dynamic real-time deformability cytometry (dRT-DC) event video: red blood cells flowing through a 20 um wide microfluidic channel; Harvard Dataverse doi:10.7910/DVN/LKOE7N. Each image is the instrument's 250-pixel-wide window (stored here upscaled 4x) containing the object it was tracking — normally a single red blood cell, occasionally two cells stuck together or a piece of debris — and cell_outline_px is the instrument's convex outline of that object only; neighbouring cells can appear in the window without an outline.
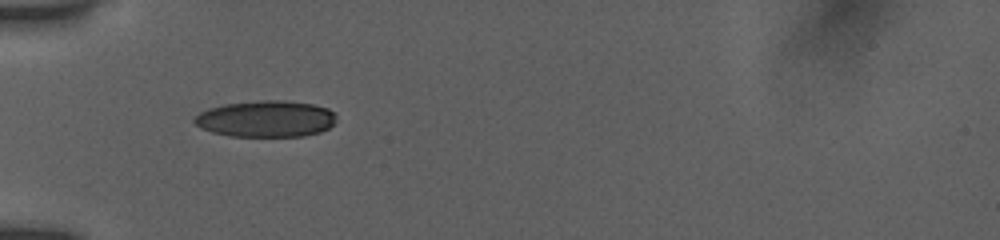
{"species": "human", "species_latin": "Homo sapiens", "temperature_condition": "room temperature", "stored_images_in_passage": 36, "camera_frame_rate_fps": 3000, "um_per_image_px": 0.085, "donor": {"sex": "female"}, "frame": {"image": 1, "passage_image": 1, "time_ms": 0.0, "image_size_px": [1000, 240], "cell_outline_px": [[336, 120], [328, 128], [320, 132], [304, 136], [228, 136], [212, 132], [200, 128], [192, 120], [200, 112], [208, 108], [224, 104], [260, 100], [284, 100], [312, 104], [328, 108], [336, 116]], "centroid_in_image_um": [22.59, 10.1], "position_along_channel_um": 62.4, "area_um2": 30.23}}
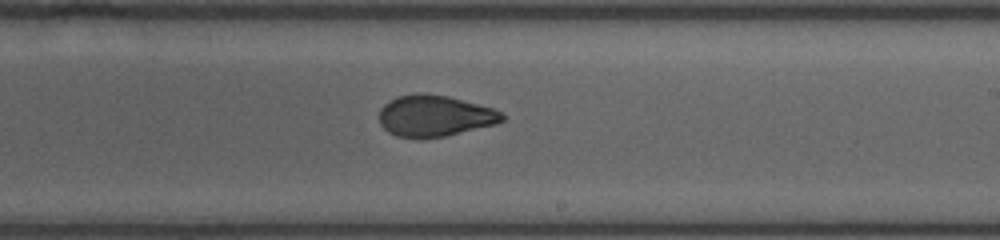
{"frame": {"image": 2, "passage_image": 16, "time_ms": 5.0, "image_size_px": [1000, 240], "cell_outline_px": [[504, 120], [496, 124], [444, 136], [396, 136], [388, 132], [380, 124], [380, 108], [388, 100], [396, 96], [416, 92], [424, 92], [448, 96], [492, 108], [500, 112], [504, 116]], "centroid_in_image_um": [36.92, 9.81], "position_along_channel_um": 252.1, "area_um2": 29.25}}
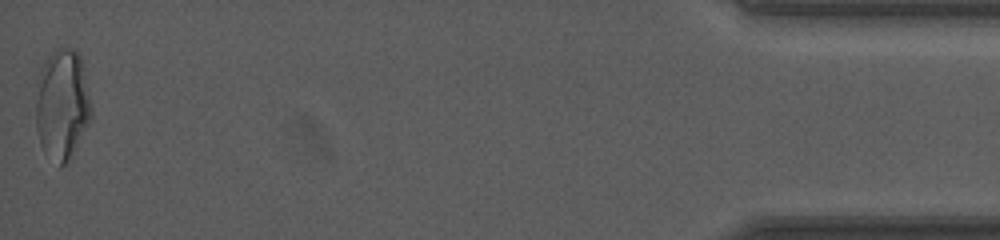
{"frame": {"image": 3, "passage_image": 36, "time_ms": 11.667, "image_size_px": [1000, 240], "cell_outline_px": [[92, 116], [68, 164], [60, 168], [44, 152], [40, 144], [36, 128], [36, 80], [48, 56], [56, 48], [72, 48], [80, 56], [92, 104]], "centroid_in_image_um": [5.28, 8.93], "position_along_channel_um": 429.9, "area_um2": 36.18}, "authors_computed_cell_mechanics": {"area_um2": 29.9982, "velocity_mm_per_s": 3.9238, "shape_relaxation_time_tau1_ms": 9.5834, "shape_relaxation_time_tau2_ms": 1.2068, "deformation_change_tau1": 0.2603, "deformation_change_tau2": 0.0683}}